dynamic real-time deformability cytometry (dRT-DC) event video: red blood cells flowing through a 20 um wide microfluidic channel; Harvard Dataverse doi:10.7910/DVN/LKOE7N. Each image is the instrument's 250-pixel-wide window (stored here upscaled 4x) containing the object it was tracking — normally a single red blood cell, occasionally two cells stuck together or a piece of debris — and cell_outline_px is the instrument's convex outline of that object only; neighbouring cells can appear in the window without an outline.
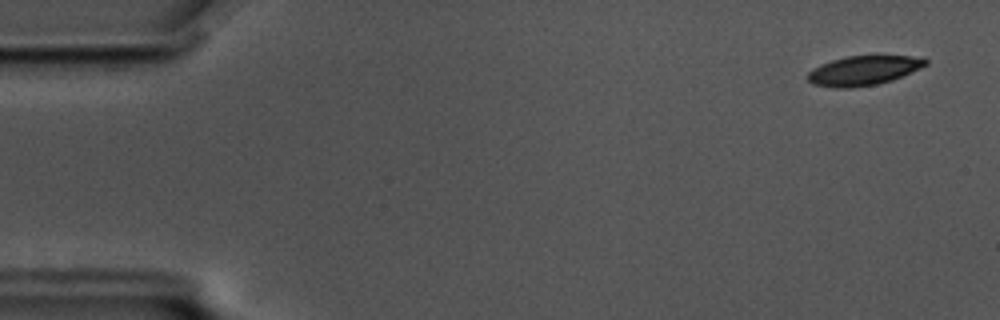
{"species": "common noctule bat (a hibernating species)", "species_latin": "Nyctalus noctula", "temperature_condition": "cold", "stored_images_in_passage": 58, "camera_frame_rate_fps": 3000, "um_per_image_px": 0.085, "animal": {"sex": "male", "body_mass_g": 17.5, "forearm_length_mm": 52.3}, "frame": {"image": 1, "passage_image": 3, "time_ms": 0.667, "image_size_px": [1000, 320], "cell_outline_px": [[928, 64], [920, 68], [892, 80], [876, 84], [848, 88], [836, 88], [812, 84], [808, 80], [808, 72], [812, 68], [820, 64], [832, 60], [848, 56], [924, 56], [928, 60]], "centroid_in_image_um": [73.4, 5.99], "position_along_channel_um": 11.6, "area_um2": 20.23}}
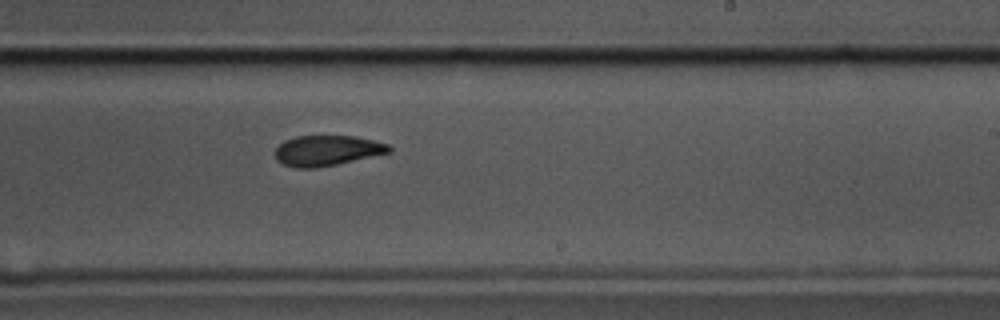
{"frame": {"image": 2, "passage_image": 35, "time_ms": 11.333, "image_size_px": [1000, 320], "cell_outline_px": [[392, 152], [336, 164], [316, 168], [296, 168], [284, 164], [276, 160], [276, 148], [284, 140], [296, 136], [356, 136], [388, 144], [392, 148]], "centroid_in_image_um": [27.8, 12.79], "position_along_channel_um": 261.2, "area_um2": 20.11}}
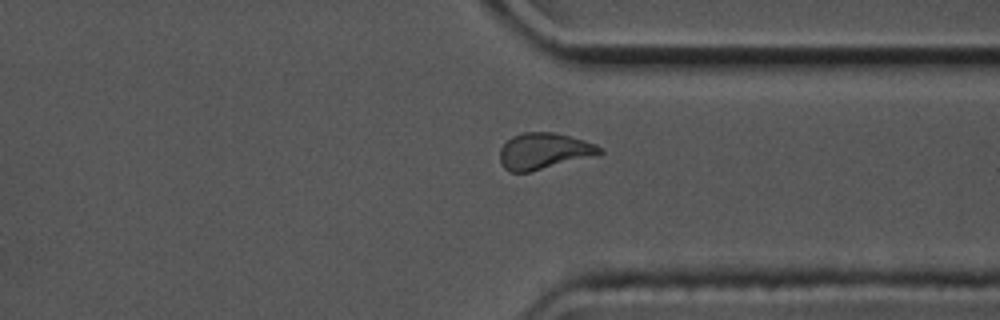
{"frame": {"image": 3, "passage_image": 44, "time_ms": 14.333, "image_size_px": [1000, 320], "cell_outline_px": [[604, 152], [600, 156], [528, 172], [508, 172], [500, 164], [500, 148], [512, 136], [524, 132], [556, 132], [596, 144], [604, 148]], "centroid_in_image_um": [46.29, 12.85], "position_along_channel_um": 365.1, "area_um2": 21.56}, "authors_computed_cell_mechanics": {"area_um2": 21.4727, "velocity_mm_per_s": 3.4669, "shape_relaxation_time_tau1_ms": 6.0378, "shape_relaxation_time_tau2_ms": 5.607, "deformation_change_tau1": 0.1425, "deformation_change_tau2": 0.1191}}